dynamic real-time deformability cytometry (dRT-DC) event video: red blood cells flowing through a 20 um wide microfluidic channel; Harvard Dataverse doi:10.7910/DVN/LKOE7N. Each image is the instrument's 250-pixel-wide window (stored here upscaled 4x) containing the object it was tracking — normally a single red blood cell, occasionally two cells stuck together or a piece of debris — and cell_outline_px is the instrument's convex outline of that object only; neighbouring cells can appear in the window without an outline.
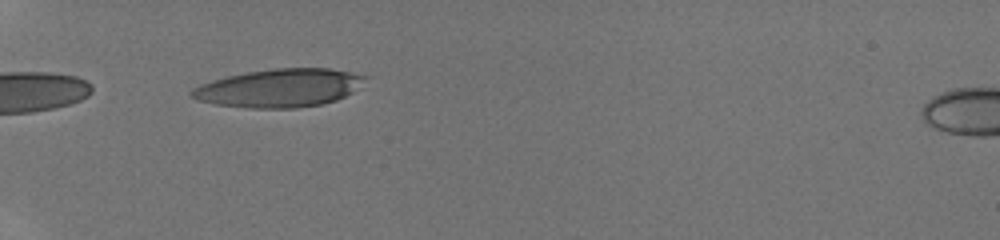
{"species": "human", "species_latin": "Homo sapiens", "temperature_condition": "room temperature", "stored_images_in_passage": 6, "camera_frame_rate_fps": 3000, "um_per_image_px": 0.085, "donor": {"sex": "male"}, "frame": {"image": 1, "passage_image": 2, "time_ms": 0.333, "image_size_px": [1000, 240], "cell_outline_px": [[372, 76], [352, 92], [336, 100], [324, 104], [296, 108], [248, 108], [216, 104], [196, 100], [188, 92], [200, 84], [212, 80], [228, 76], [248, 72], [276, 68], [328, 68]], "centroid_in_image_um": [23.78, 7.48], "position_along_channel_um": 61.2, "area_um2": 38.73}}
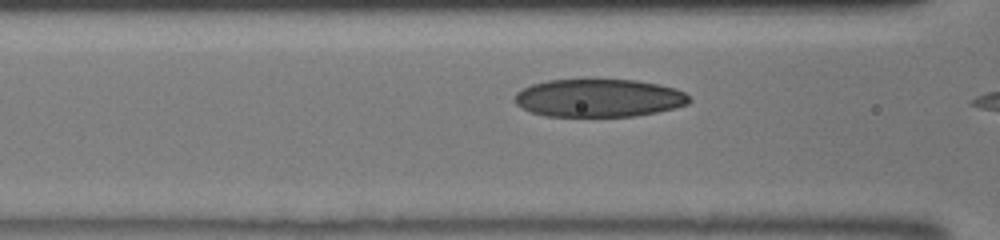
{"frame": {"image": 2, "passage_image": 4, "time_ms": 1.0, "image_size_px": [1000, 240], "cell_outline_px": [[692, 100], [688, 104], [656, 112], [636, 116], [544, 116], [520, 108], [516, 104], [516, 92], [532, 84], [548, 80], [636, 80], [660, 84], [676, 88], [684, 92]], "centroid_in_image_um": [50.91, 8.33], "position_along_channel_um": 115.7, "area_um2": 38.55}}